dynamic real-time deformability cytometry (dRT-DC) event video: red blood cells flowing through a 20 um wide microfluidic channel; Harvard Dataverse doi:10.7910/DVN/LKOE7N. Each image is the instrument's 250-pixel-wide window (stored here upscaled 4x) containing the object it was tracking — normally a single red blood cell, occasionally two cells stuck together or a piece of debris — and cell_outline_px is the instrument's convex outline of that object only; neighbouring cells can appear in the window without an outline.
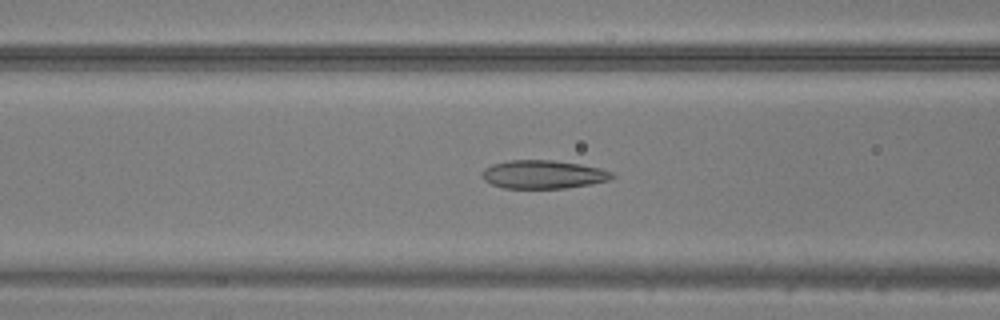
{"species": "common noctule bat (a hibernating species)", "species_latin": "Nyctalus noctula", "temperature_condition": "warm", "stored_images_in_passage": 42, "camera_frame_rate_fps": 3000, "um_per_image_px": 0.085, "animal": {"sex": "male", "body_mass_g": 20.5, "forearm_length_mm": 52.5}, "frame": {"image": 1, "passage_image": 19, "time_ms": 6.0, "image_size_px": [1000, 320], "cell_outline_px": [[616, 176], [612, 180], [592, 184], [564, 188], [504, 188], [492, 184], [484, 180], [480, 172], [484, 168], [492, 164], [512, 160], [552, 160], [580, 164], [600, 168], [612, 172]], "centroid_in_image_um": [46.2, 14.83], "position_along_channel_um": 120.4, "area_um2": 21.62}}
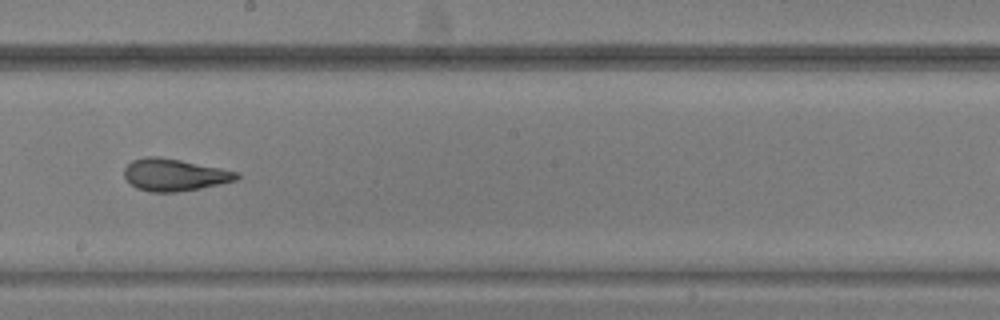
{"frame": {"image": 2, "passage_image": 27, "time_ms": 8.667, "image_size_px": [1000, 320], "cell_outline_px": [[240, 176], [236, 180], [220, 184], [200, 188], [176, 192], [152, 192], [136, 188], [124, 176], [124, 168], [132, 160], [144, 156], [156, 156], [180, 160], [240, 172]], "centroid_in_image_um": [14.82, 14.86], "position_along_channel_um": 233.4, "area_um2": 20.98}}
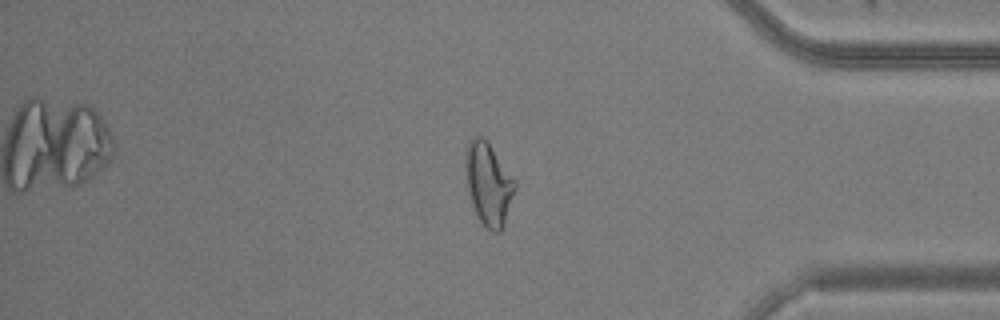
{"frame": {"image": 3, "passage_image": 40, "time_ms": 13.0, "image_size_px": [1000, 320], "cell_outline_px": [[516, 188], [504, 224], [500, 232], [492, 232], [480, 220], [472, 204], [468, 192], [464, 156], [468, 140], [472, 136], [484, 136], [488, 140], [516, 180]], "centroid_in_image_um": [41.52, 15.55], "position_along_channel_um": 393.7, "area_um2": 24.04}}